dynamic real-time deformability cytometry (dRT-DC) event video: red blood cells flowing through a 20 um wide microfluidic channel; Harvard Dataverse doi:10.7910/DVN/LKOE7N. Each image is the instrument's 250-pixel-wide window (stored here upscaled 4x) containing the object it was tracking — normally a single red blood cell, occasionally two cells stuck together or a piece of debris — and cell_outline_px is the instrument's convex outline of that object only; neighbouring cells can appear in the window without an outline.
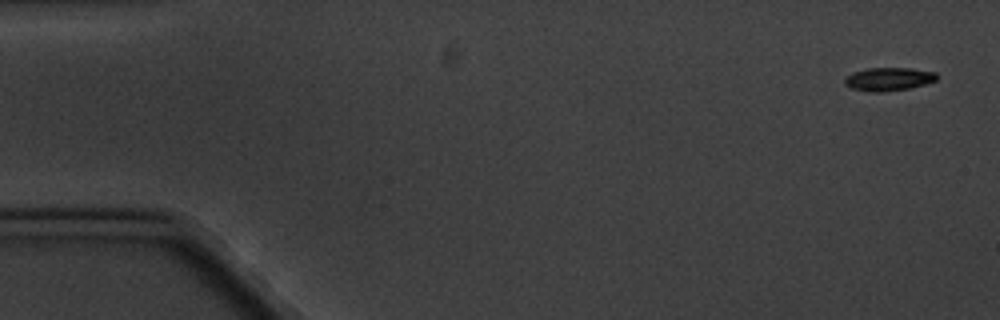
{"species": "common noctule bat (a hibernating species)", "species_latin": "Nyctalus noctula", "temperature_condition": "cold", "stored_images_in_passage": 5, "camera_frame_rate_fps": 3000, "um_per_image_px": 0.085, "animal": {"sex": "male", "body_mass_g": 20.1, "forearm_length_mm": 53.5}, "frame": {"image": 1, "passage_image": 1, "time_ms": 0.0, "image_size_px": [1000, 320], "cell_outline_px": [[936, 80], [924, 84], [908, 88], [880, 92], [868, 92], [852, 88], [844, 84], [844, 80], [852, 72], [868, 68], [912, 68], [936, 72]], "centroid_in_image_um": [75.51, 6.72], "position_along_channel_um": 9.5, "area_um2": 12.37}}
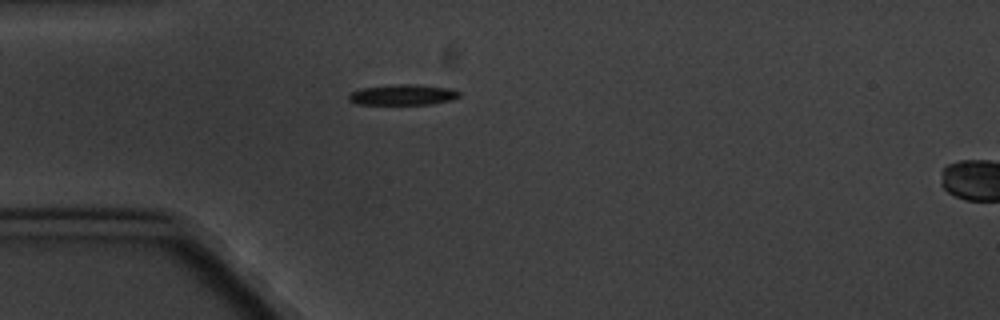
{"frame": {"image": 2, "passage_image": 5, "time_ms": 4.667, "image_size_px": [1000, 320], "cell_outline_px": [[460, 96], [452, 100], [432, 104], [356, 104], [348, 100], [348, 96], [352, 92], [360, 88], [396, 84], [416, 84], [452, 88], [460, 92]], "centroid_in_image_um": [34.27, 8.05], "position_along_channel_um": 50.7, "area_um2": 13.41}}